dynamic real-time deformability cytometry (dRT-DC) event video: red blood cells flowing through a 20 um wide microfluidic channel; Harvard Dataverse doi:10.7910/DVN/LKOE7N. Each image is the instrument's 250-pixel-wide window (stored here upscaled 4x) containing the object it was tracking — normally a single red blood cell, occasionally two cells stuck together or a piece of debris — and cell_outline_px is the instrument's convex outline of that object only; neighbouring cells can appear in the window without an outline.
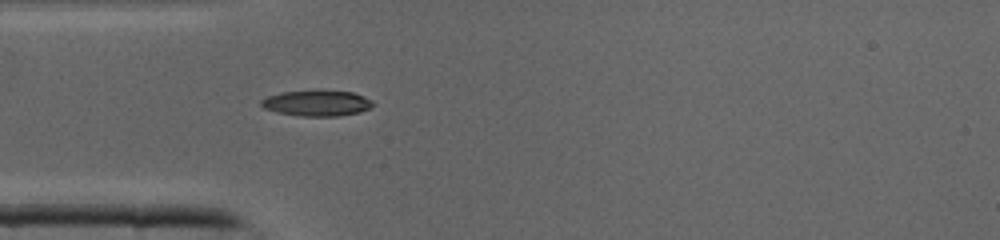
{"species": "common noctule bat (a hibernating species)", "species_latin": "Nyctalus noctula", "temperature_condition": "cold", "stored_images_in_passage": 30, "camera_frame_rate_fps": 3000, "um_per_image_px": 0.085, "animal": {"sex": "male", "body_mass_g": 19.0, "forearm_length_mm": 50.8}, "frame": {"image": 1, "passage_image": 1, "time_ms": 0.0, "image_size_px": [1000, 240], "cell_outline_px": [[376, 104], [360, 112], [336, 116], [300, 116], [280, 112], [264, 108], [260, 104], [260, 100], [268, 96], [280, 92], [316, 88], [352, 92], [364, 96], [372, 100]], "centroid_in_image_um": [26.94, 8.72], "position_along_channel_um": 58.1, "area_um2": 17.28}}
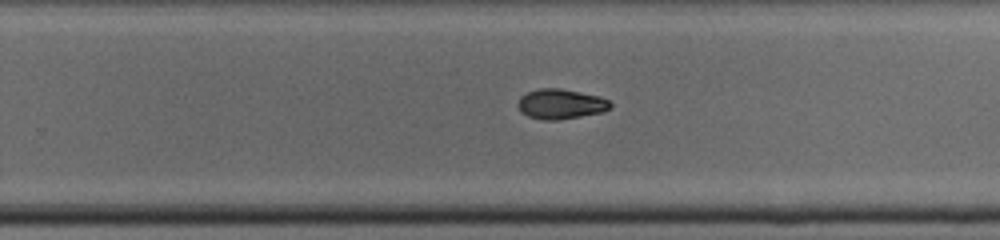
{"frame": {"image": 2, "passage_image": 15, "time_ms": 4.667, "image_size_px": [1000, 240], "cell_outline_px": [[612, 104], [604, 112], [556, 120], [544, 120], [528, 116], [520, 112], [520, 96], [528, 92], [540, 88], [560, 88], [600, 96], [608, 100]], "centroid_in_image_um": [47.68, 8.84], "position_along_channel_um": 282.1, "area_um2": 15.95}}
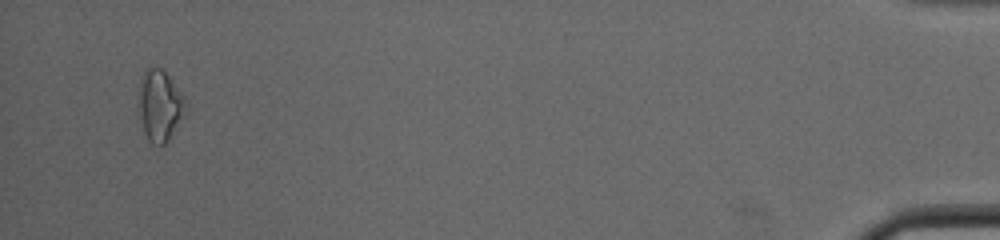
{"frame": {"image": 3, "passage_image": 29, "time_ms": 9.333, "image_size_px": [1000, 240], "cell_outline_px": [[188, 112], [168, 140], [164, 144], [152, 144], [148, 140], [144, 132], [136, 104], [144, 72], [148, 68], [160, 68], [168, 76], [184, 96], [188, 104]], "centroid_in_image_um": [13.61, 9.01], "position_along_channel_um": 421.6, "area_um2": 19.65}}